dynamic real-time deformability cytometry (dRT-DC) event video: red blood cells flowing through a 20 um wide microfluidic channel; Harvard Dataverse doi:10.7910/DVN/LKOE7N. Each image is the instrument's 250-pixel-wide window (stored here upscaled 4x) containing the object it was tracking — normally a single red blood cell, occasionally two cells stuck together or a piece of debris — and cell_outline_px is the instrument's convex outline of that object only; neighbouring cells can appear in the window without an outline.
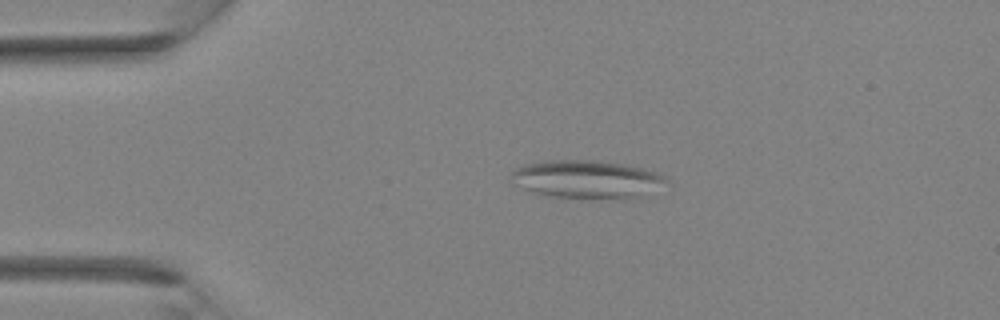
{"species": "Egyptian fruit bat (a non-hibernating species)", "species_latin": "Rousettus aegyptiacus", "temperature_condition": "room temperature", "stored_images_in_passage": 29, "camera_frame_rate_fps": 3000, "um_per_image_px": 0.085, "animal": {"sex": "female"}, "frame": {"image": 1, "passage_image": 1, "time_ms": 0.0, "image_size_px": [1000, 320], "cell_outline_px": [[672, 184], [640, 196], [548, 196], [532, 192], [512, 184], [508, 176], [512, 168], [540, 160], [604, 160], [624, 164], [656, 172], [668, 176]], "centroid_in_image_um": [49.84, 15.18], "position_along_channel_um": 35.2, "area_um2": 34.33}}
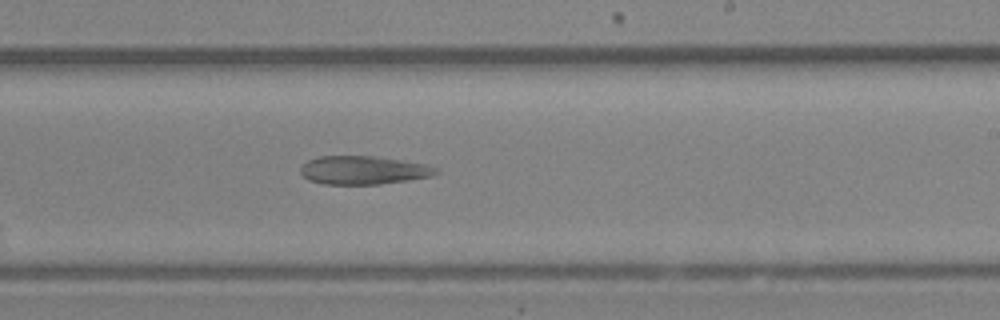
{"frame": {"image": 2, "passage_image": 15, "time_ms": 4.667, "image_size_px": [1000, 320], "cell_outline_px": [[440, 172], [432, 176], [408, 180], [380, 184], [324, 184], [308, 180], [300, 172], [300, 168], [308, 160], [320, 156], [376, 156], [424, 164], [440, 168]], "centroid_in_image_um": [30.91, 14.46], "position_along_channel_um": 258.1, "area_um2": 22.43}}
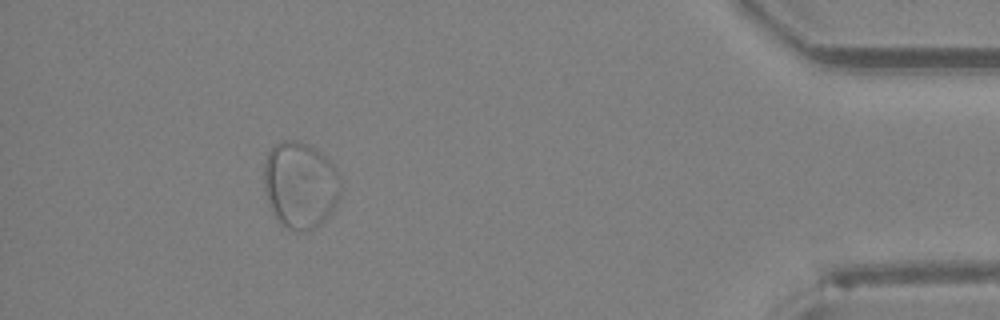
{"frame": {"image": 3, "passage_image": 26, "time_ms": 8.333, "image_size_px": [1000, 320], "cell_outline_px": [[340, 196], [332, 212], [316, 228], [300, 232], [296, 232], [280, 224], [276, 220], [264, 192], [264, 160], [268, 152], [276, 144], [284, 140], [300, 140], [312, 144], [336, 168], [340, 180]], "centroid_in_image_um": [25.51, 15.72], "position_along_channel_um": 409.7, "area_um2": 39.3}}